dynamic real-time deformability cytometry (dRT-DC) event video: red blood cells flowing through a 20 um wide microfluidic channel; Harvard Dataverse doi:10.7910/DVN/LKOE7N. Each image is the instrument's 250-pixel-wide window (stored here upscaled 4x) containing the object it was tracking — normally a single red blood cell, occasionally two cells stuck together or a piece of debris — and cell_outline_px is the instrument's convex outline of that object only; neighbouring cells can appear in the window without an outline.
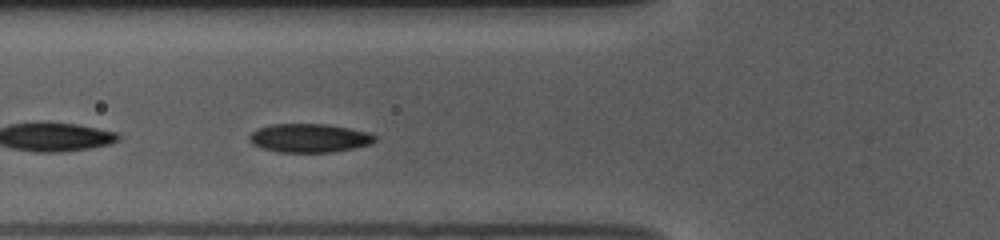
{"species": "common noctule bat (a hibernating species)", "species_latin": "Nyctalus noctula", "temperature_condition": "room temperature", "stored_images_in_passage": 38, "camera_frame_rate_fps": 3000, "um_per_image_px": 0.085, "animal": {"sex": "female", "body_mass_g": 10.0, "forearm_length_mm": 53.1}, "frame": {"image": 1, "passage_image": 6, "time_ms": 1.667, "image_size_px": [1000, 240], "cell_outline_px": [[376, 140], [372, 144], [332, 152], [280, 152], [260, 148], [252, 144], [248, 140], [248, 136], [252, 132], [268, 124], [328, 124], [368, 132], [376, 136]], "centroid_in_image_um": [26.27, 11.73], "position_along_channel_um": 99.5, "area_um2": 21.04}, "authors_computed_cell_mechanics": {"area_um2": 18.9295, "velocity_mm_per_s": 3.7052, "shape_relaxation_time_tau1_ms": null, "shape_relaxation_time_tau2_ms": 2.781, "deformation_change_tau1": null, "deformation_change_tau2": 0.0793}}